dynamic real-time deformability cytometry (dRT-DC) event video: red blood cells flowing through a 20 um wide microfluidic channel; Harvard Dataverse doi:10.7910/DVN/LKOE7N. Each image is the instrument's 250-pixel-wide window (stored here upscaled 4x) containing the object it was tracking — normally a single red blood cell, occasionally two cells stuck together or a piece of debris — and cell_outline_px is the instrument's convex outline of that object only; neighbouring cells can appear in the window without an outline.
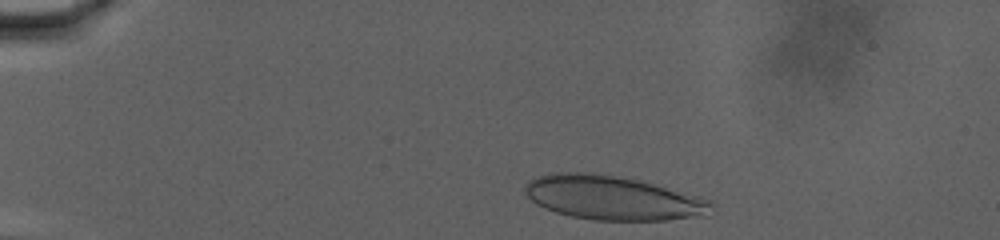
{"species": "human", "species_latin": "Homo sapiens", "temperature_condition": "warm", "stored_images_in_passage": 53, "camera_frame_rate_fps": 3000, "um_per_image_px": 0.085, "donor": {"sex": "male"}, "frame": {"image": 1, "passage_image": 3, "time_ms": 0.667, "image_size_px": [1000, 240], "cell_outline_px": [[716, 212], [708, 216], [668, 220], [592, 220], [572, 216], [556, 212], [544, 208], [536, 204], [524, 192], [524, 184], [528, 180], [536, 176], [556, 172], [600, 172], [620, 176], [700, 196], [712, 200], [716, 204]], "centroid_in_image_um": [52.14, 16.82], "position_along_channel_um": 32.9, "area_um2": 48.67}}
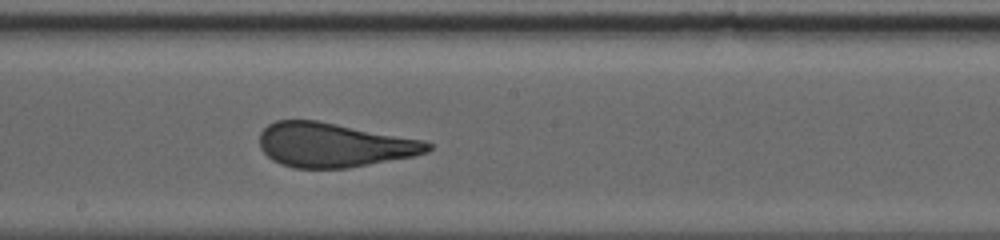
{"frame": {"image": 2, "passage_image": 31, "time_ms": 10.0, "image_size_px": [1000, 240], "cell_outline_px": [[432, 148], [428, 152], [412, 156], [348, 168], [296, 168], [280, 164], [272, 160], [260, 148], [260, 132], [268, 124], [276, 120], [316, 120], [424, 140], [432, 144]], "centroid_in_image_um": [28.36, 12.32], "position_along_channel_um": 219.8, "area_um2": 43.29}}
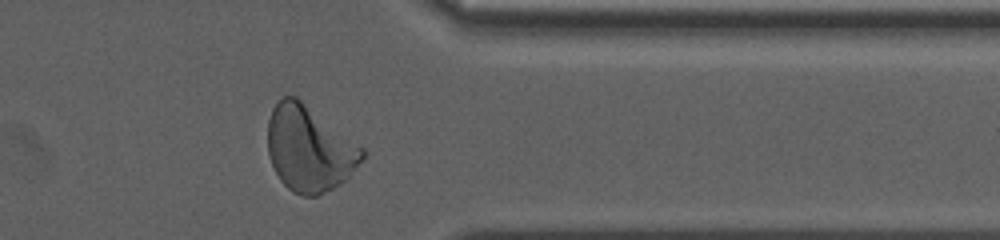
{"frame": {"image": 3, "passage_image": 49, "time_ms": 16.0, "image_size_px": [1000, 240], "cell_outline_px": [[364, 156], [348, 176], [340, 184], [316, 196], [304, 196], [292, 192], [280, 180], [268, 156], [268, 120], [272, 108], [284, 96], [296, 96], [364, 148]], "centroid_in_image_um": [26.26, 12.64], "position_along_channel_um": 385.1, "area_um2": 46.64}}